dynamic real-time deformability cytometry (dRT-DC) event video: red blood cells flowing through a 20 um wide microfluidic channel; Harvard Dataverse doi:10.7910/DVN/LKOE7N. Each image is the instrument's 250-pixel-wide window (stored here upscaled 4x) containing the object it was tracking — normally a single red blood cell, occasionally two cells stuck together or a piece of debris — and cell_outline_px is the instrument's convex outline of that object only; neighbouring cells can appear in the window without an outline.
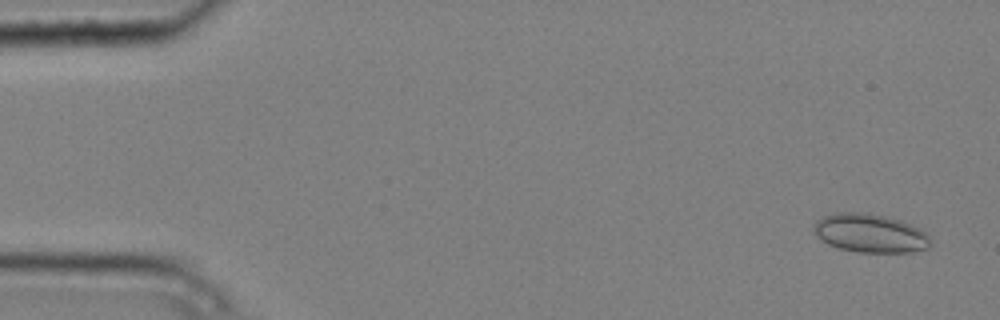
{"species": "common noctule bat (a hibernating species)", "species_latin": "Nyctalus noctula", "temperature_condition": "cold", "stored_images_in_passage": 5, "camera_frame_rate_fps": 3000, "um_per_image_px": 0.085, "animal": {"sex": "male", "body_mass_g": 20.4}, "frame": {"image": 1, "passage_image": 5, "time_ms": 1.333, "image_size_px": [1000, 320], "cell_outline_px": [[932, 244], [928, 248], [912, 252], [860, 252], [840, 248], [828, 244], [816, 236], [812, 232], [812, 228], [816, 220], [824, 216], [836, 212], [868, 212], [900, 220], [920, 228], [932, 240]], "centroid_in_image_um": [73.95, 19.81], "position_along_channel_um": 11.1, "area_um2": 26.47}}